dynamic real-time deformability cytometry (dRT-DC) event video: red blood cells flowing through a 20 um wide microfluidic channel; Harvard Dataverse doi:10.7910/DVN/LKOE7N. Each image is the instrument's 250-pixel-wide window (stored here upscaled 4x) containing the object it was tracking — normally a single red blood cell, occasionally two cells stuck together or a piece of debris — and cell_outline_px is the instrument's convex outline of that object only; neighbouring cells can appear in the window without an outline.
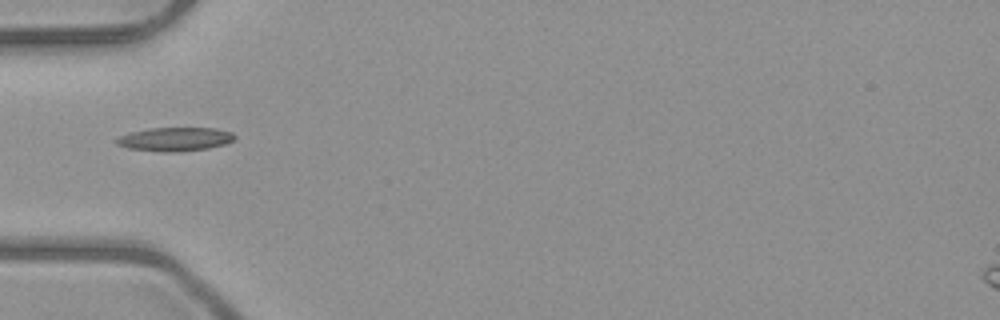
{"species": "common noctule bat (a hibernating species)", "species_latin": "Nyctalus noctula", "temperature_condition": "room temperature", "stored_images_in_passage": 6, "camera_frame_rate_fps": 3000, "um_per_image_px": 0.085, "animal": {"sex": "male", "body_mass_g": 23.1, "forearm_length_mm": 52.7}, "frame": {"image": 1, "passage_image": 6, "time_ms": 5.667, "image_size_px": [1000, 320], "cell_outline_px": [[236, 136], [232, 140], [224, 144], [208, 148], [176, 152], [164, 152], [128, 148], [116, 144], [112, 140], [120, 136], [132, 132], [148, 128], [216, 128], [232, 132]], "centroid_in_image_um": [14.85, 11.83], "position_along_channel_um": 70.2, "area_um2": 16.3}}